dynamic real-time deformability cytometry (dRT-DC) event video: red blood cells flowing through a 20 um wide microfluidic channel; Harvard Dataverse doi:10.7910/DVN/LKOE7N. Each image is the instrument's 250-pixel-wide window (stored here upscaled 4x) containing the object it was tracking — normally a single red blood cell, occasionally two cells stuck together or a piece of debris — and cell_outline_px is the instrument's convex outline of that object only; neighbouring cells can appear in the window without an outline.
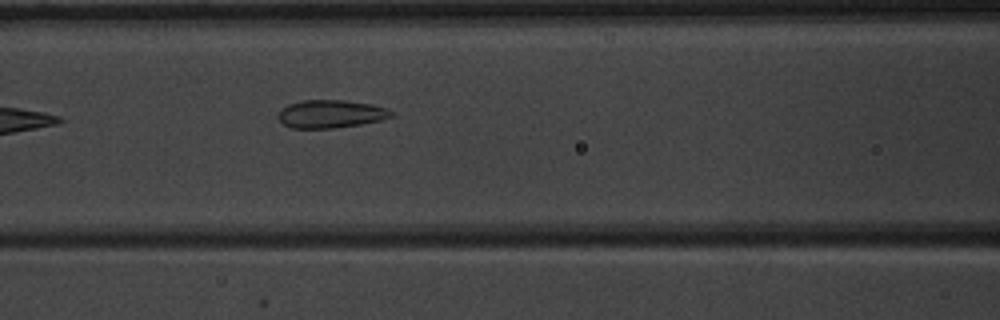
{"species": "common noctule bat (a hibernating species)", "species_latin": "Nyctalus noctula", "temperature_condition": "warm", "stored_images_in_passage": 6, "camera_frame_rate_fps": 3000, "um_per_image_px": 0.085, "animal": {"sex": "male", "body_mass_g": 20.1, "forearm_length_mm": 53.5}, "frame": {"image": 1, "passage_image": 6, "time_ms": 7.0, "image_size_px": [1000, 320], "cell_outline_px": [[392, 116], [380, 120], [360, 124], [332, 128], [292, 128], [284, 124], [276, 116], [280, 108], [288, 104], [304, 100], [344, 100], [372, 104], [388, 108], [392, 112]], "centroid_in_image_um": [28.08, 9.67], "position_along_channel_um": 138.5, "area_um2": 18.44}}